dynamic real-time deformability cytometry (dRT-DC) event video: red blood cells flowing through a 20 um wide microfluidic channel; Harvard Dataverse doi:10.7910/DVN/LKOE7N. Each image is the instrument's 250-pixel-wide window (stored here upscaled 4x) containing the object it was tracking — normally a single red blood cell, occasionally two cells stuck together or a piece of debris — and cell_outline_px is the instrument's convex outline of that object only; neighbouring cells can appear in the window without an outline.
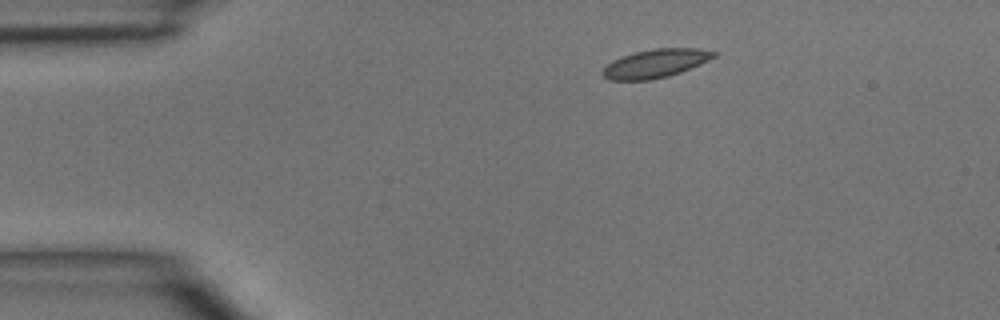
{"species": "common noctule bat (a hibernating species)", "species_latin": "Nyctalus noctula", "temperature_condition": "room temperature", "stored_images_in_passage": 4, "camera_frame_rate_fps": 3000, "um_per_image_px": 0.085, "animal": {"sex": "male", "body_mass_g": 15.6}, "frame": {"image": 1, "passage_image": 1, "time_ms": 0.0, "image_size_px": [1000, 320], "cell_outline_px": [[716, 56], [700, 64], [680, 72], [668, 76], [648, 80], [608, 80], [600, 72], [612, 60], [620, 56], [652, 48], [700, 48], [716, 52]], "centroid_in_image_um": [55.69, 5.38], "position_along_channel_um": 29.3, "area_um2": 18.44}}
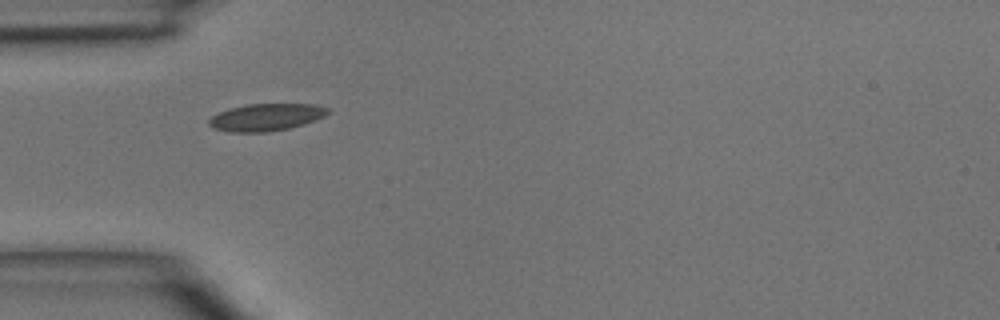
{"frame": {"image": 2, "passage_image": 2, "time_ms": 2.0, "image_size_px": [1000, 320], "cell_outline_px": [[328, 112], [324, 116], [304, 124], [288, 128], [268, 132], [232, 132], [212, 128], [208, 124], [208, 120], [212, 116], [228, 108], [248, 104], [312, 104], [328, 108]], "centroid_in_image_um": [22.57, 9.96], "position_along_channel_um": 62.4, "area_um2": 18.73}}
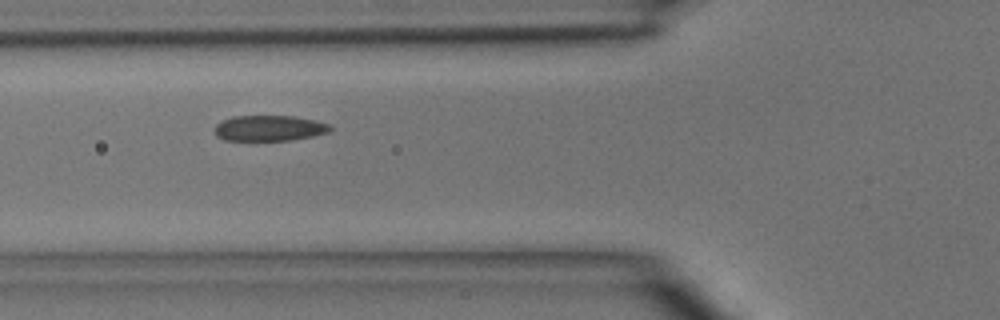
{"frame": {"image": 3, "passage_image": 3, "time_ms": 3.0, "image_size_px": [1000, 320], "cell_outline_px": [[332, 128], [328, 132], [312, 136], [288, 140], [224, 140], [216, 136], [216, 124], [232, 116], [292, 116], [316, 120], [332, 124]], "centroid_in_image_um": [22.92, 10.89], "position_along_channel_um": 102.9, "area_um2": 17.17}}